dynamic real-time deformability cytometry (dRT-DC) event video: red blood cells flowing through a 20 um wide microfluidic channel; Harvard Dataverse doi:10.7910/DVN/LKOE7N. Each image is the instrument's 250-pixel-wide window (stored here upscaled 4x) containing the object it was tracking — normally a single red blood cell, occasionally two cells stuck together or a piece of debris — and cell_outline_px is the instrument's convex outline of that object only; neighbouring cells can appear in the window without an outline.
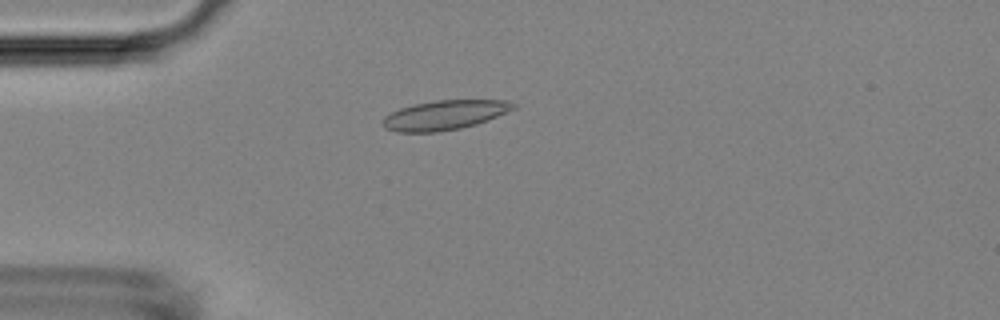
{"species": "Egyptian fruit bat (a non-hibernating species)", "species_latin": "Rousettus aegyptiacus", "temperature_condition": "room temperature", "stored_images_in_passage": 6, "camera_frame_rate_fps": 3000, "um_per_image_px": 0.085, "animal": {"sex": "female"}, "frame": {"image": 1, "passage_image": 4, "time_ms": 1.0, "image_size_px": [1000, 320], "cell_outline_px": [[516, 108], [476, 124], [460, 128], [436, 132], [396, 132], [384, 128], [380, 124], [380, 120], [384, 116], [400, 108], [412, 104], [436, 100], [508, 100], [516, 104]], "centroid_in_image_um": [37.73, 9.78], "position_along_channel_um": 47.3, "area_um2": 22.54}}